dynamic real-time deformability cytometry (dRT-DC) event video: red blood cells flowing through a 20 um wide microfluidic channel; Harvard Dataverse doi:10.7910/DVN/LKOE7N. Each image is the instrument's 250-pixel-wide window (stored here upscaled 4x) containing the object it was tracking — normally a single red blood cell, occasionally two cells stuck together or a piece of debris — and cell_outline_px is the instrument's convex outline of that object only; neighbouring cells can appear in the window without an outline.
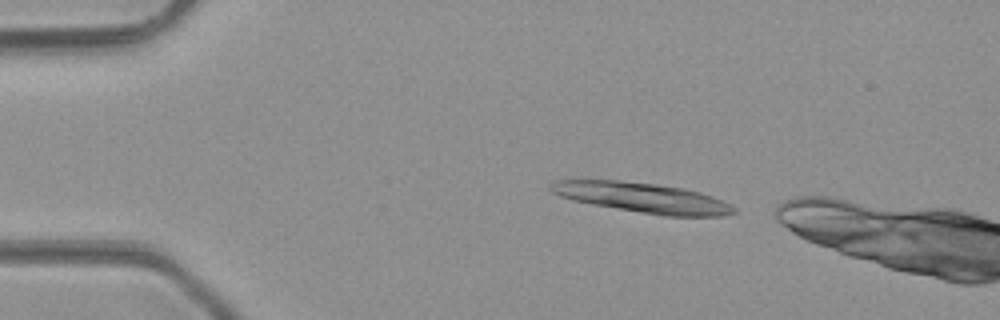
{"species": "common noctule bat (a hibernating species)", "species_latin": "Nyctalus noctula", "temperature_condition": "room temperature", "stored_images_in_passage": 16, "camera_frame_rate_fps": 3000, "um_per_image_px": 0.085, "animal": {"sex": "male", "body_mass_g": 23.1, "forearm_length_mm": 52.7}, "frame": {"image": 1, "passage_image": 3, "time_ms": 0.667, "image_size_px": [1000, 320], "cell_outline_px": [[736, 212], [724, 216], [664, 216], [592, 204], [572, 200], [560, 196], [552, 192], [548, 188], [548, 184], [552, 180], [620, 180], [656, 184], [684, 188], [700, 192], [712, 196], [732, 204], [736, 208]], "centroid_in_image_um": [54.61, 16.8], "position_along_channel_um": 30.4, "area_um2": 32.19}}